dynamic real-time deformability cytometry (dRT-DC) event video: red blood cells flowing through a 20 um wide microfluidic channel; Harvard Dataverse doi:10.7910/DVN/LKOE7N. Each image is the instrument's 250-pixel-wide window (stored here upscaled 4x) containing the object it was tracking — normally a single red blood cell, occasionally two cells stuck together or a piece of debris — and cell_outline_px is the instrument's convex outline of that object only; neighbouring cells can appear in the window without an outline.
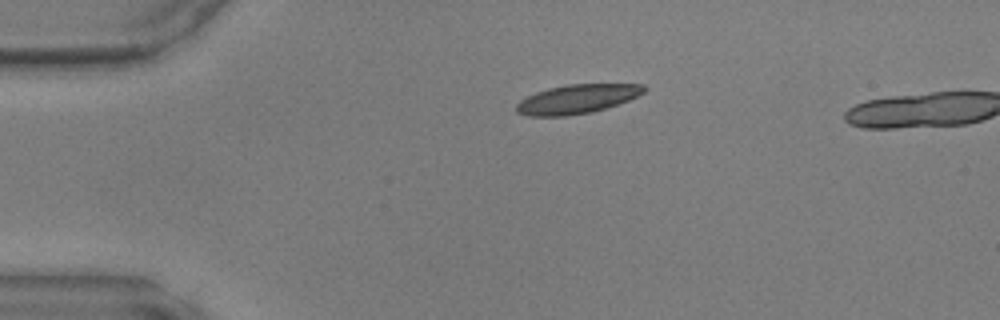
{"species": "common noctule bat (a hibernating species)", "species_latin": "Nyctalus noctula", "temperature_condition": "warm", "stored_images_in_passage": 32, "camera_frame_rate_fps": 3000, "um_per_image_px": 0.085, "animal": {"sex": "male", "body_mass_g": 17.9, "forearm_length_mm": 54.2}, "frame": {"image": 1, "passage_image": 1, "time_ms": 0.0, "image_size_px": [1000, 320], "cell_outline_px": [[648, 88], [644, 92], [628, 100], [592, 112], [564, 116], [528, 116], [516, 112], [516, 104], [520, 100], [536, 92], [548, 88], [568, 84], [644, 84]], "centroid_in_image_um": [49.03, 8.41], "position_along_channel_um": 36.0, "area_um2": 21.5}}
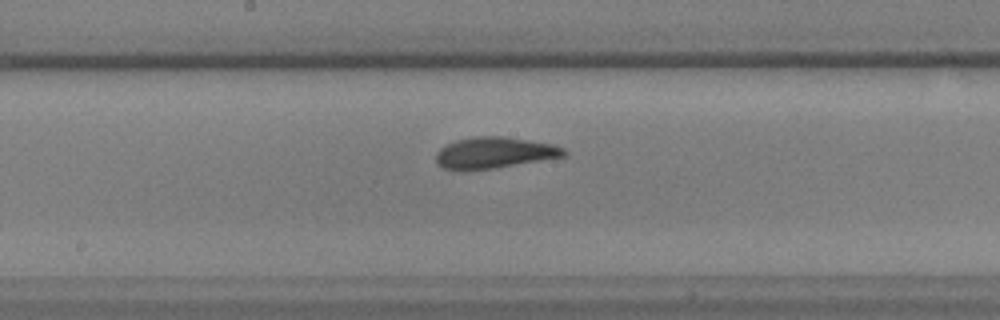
{"frame": {"image": 2, "passage_image": 16, "time_ms": 5.0, "image_size_px": [1000, 320], "cell_outline_px": [[568, 156], [496, 168], [464, 172], [460, 172], [444, 168], [436, 164], [436, 152], [444, 144], [456, 140], [472, 136], [500, 136], [528, 140], [552, 144], [564, 148], [568, 152]], "centroid_in_image_um": [41.98, 13.01], "position_along_channel_um": 206.2, "area_um2": 23.93}}
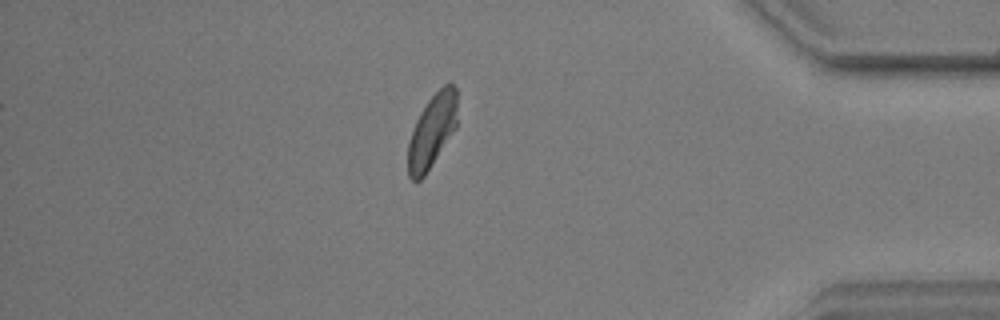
{"frame": {"image": 3, "passage_image": 32, "time_ms": 10.333, "image_size_px": [1000, 320], "cell_outline_px": [[456, 128], [424, 176], [420, 180], [412, 180], [408, 176], [408, 144], [416, 120], [420, 112], [428, 100], [448, 80], [452, 80], [456, 88]], "centroid_in_image_um": [36.73, 11.09], "position_along_channel_um": 398.5, "area_um2": 20.98}}